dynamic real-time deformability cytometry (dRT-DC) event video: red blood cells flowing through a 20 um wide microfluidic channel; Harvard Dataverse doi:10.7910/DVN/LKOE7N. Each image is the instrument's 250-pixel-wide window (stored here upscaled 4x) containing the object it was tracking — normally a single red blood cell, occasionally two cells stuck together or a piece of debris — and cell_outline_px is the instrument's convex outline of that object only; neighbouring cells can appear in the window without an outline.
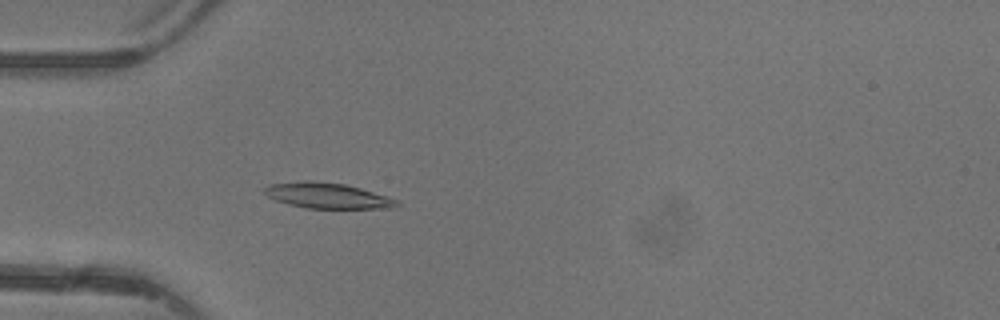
{"species": "common noctule bat (a hibernating species)", "species_latin": "Nyctalus noctula", "temperature_condition": "warm", "stored_images_in_passage": 22, "camera_frame_rate_fps": 3000, "um_per_image_px": 0.085, "animal": {"sex": "female"}, "frame": {"image": 1, "passage_image": 2, "time_ms": 0.333, "image_size_px": [1000, 320], "cell_outline_px": [[400, 204], [388, 208], [308, 208], [288, 204], [276, 200], [268, 196], [264, 192], [264, 188], [268, 184], [304, 180], [308, 180], [344, 184], [360, 188], [396, 200]], "centroid_in_image_um": [27.75, 16.62], "position_along_channel_um": 57.3, "area_um2": 19.36}}
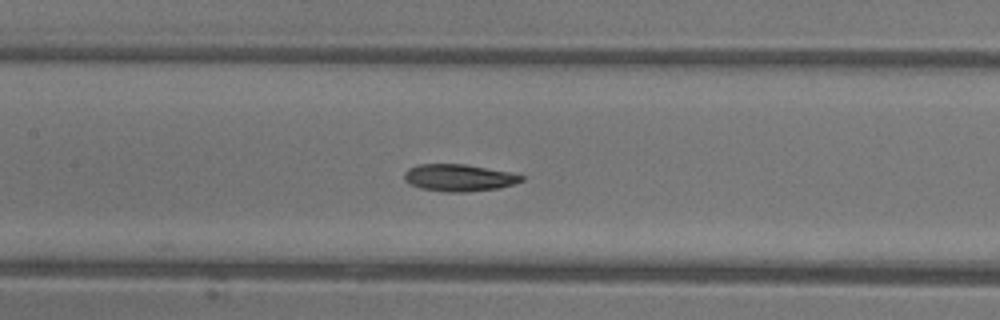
{"frame": {"image": 2, "passage_image": 10, "time_ms": 3.0, "image_size_px": [1000, 320], "cell_outline_px": [[524, 180], [512, 184], [496, 188], [468, 192], [444, 192], [420, 188], [408, 184], [404, 180], [404, 172], [408, 168], [416, 164], [464, 164], [508, 172], [524, 176]], "centroid_in_image_um": [38.93, 15.11], "position_along_channel_um": 168.5, "area_um2": 18.44}}
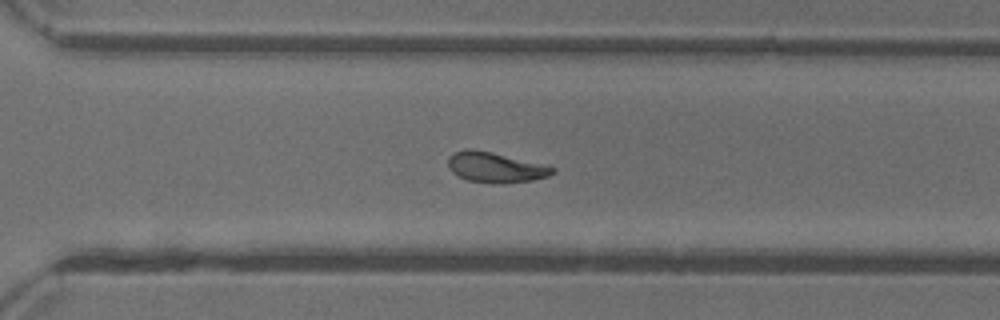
{"frame": {"image": 3, "passage_image": 21, "time_ms": 6.667, "image_size_px": [1000, 320], "cell_outline_px": [[556, 172], [548, 176], [532, 180], [500, 184], [492, 184], [468, 180], [452, 172], [448, 168], [448, 156], [464, 148], [472, 148], [492, 152], [556, 168]], "centroid_in_image_um": [42.07, 14.23], "position_along_channel_um": 328.5, "area_um2": 18.38}}